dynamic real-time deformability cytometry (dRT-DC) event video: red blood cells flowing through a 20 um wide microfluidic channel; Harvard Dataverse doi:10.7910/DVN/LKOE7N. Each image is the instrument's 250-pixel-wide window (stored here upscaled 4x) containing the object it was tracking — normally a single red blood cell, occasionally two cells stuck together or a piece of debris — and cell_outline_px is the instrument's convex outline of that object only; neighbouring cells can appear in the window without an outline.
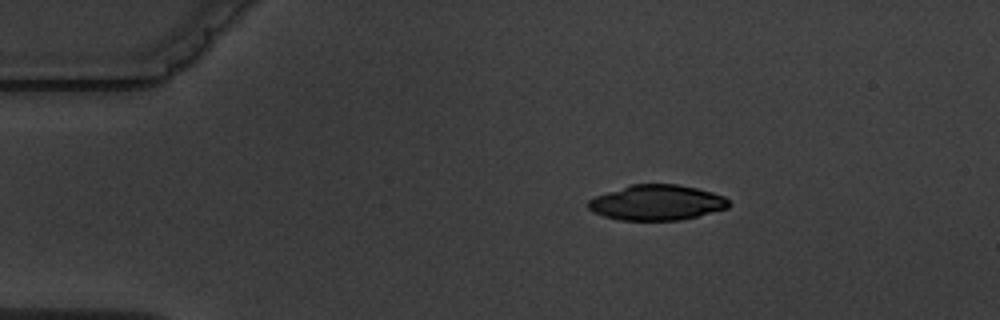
{"species": "common noctule bat (a hibernating species)", "species_latin": "Nyctalus noctula", "temperature_condition": "warm", "stored_images_in_passage": 3, "camera_frame_rate_fps": 3000, "um_per_image_px": 0.085, "animal": {"sex": "male", "body_mass_g": 19.5, "forearm_length_mm": 54.6}, "frame": {"image": 1, "passage_image": 1, "time_ms": 0.0, "image_size_px": [1000, 320], "cell_outline_px": [[732, 204], [728, 208], [680, 220], [620, 220], [604, 216], [592, 212], [588, 208], [588, 200], [596, 196], [632, 184], [676, 184], [696, 188], [712, 192], [724, 196]], "centroid_in_image_um": [55.84, 17.22], "position_along_channel_um": 29.2, "area_um2": 28.78}}